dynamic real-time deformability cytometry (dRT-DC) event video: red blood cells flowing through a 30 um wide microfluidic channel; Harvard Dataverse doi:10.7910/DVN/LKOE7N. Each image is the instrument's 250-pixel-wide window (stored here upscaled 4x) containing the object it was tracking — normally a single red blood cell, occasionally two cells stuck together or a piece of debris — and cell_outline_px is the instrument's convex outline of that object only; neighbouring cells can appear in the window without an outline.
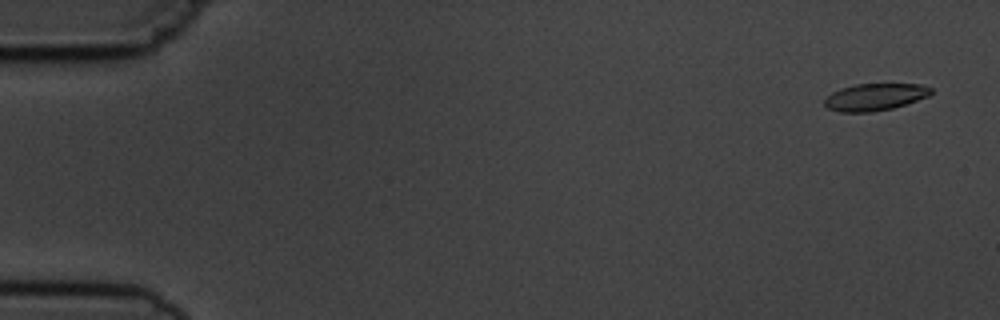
{"species": "common noctule bat (a hibernating species)", "species_latin": "Nyctalus noctula", "temperature_condition": "cold", "stored_images_in_passage": 5, "camera_frame_rate_fps": 3000, "um_per_image_px": 0.085, "animal": {"sex": "male", "body_mass_g": 19.5, "forearm_length_mm": 54.6}, "frame": {"image": 1, "passage_image": 1, "time_ms": 0.0, "image_size_px": [1000, 320], "cell_outline_px": [[932, 92], [928, 96], [892, 108], [872, 112], [840, 112], [828, 108], [824, 104], [824, 100], [832, 92], [840, 88], [856, 84], [920, 84], [932, 88]], "centroid_in_image_um": [74.34, 8.24], "position_along_channel_um": 10.7, "area_um2": 16.65}}